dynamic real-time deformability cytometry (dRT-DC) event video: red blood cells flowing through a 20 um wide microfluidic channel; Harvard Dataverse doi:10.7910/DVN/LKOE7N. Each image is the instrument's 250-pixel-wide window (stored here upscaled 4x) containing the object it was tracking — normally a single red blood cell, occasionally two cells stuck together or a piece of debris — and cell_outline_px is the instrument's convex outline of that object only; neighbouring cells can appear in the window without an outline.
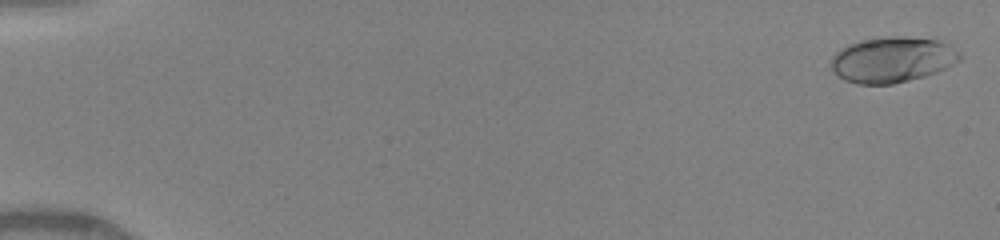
{"species": "human", "species_latin": "Homo sapiens", "temperature_condition": "warm", "stored_images_in_passage": 34, "camera_frame_rate_fps": 3000, "um_per_image_px": 0.085, "donor": {"sex": "female"}, "frame": {"image": 1, "passage_image": 3, "time_ms": 0.333, "image_size_px": [1000, 240], "cell_outline_px": [[960, 60], [936, 72], [924, 76], [892, 84], [856, 84], [844, 80], [832, 72], [832, 56], [840, 48], [848, 44], [860, 40], [892, 36], [904, 36], [940, 40], [948, 44], [960, 56]], "centroid_in_image_um": [75.79, 5.07], "position_along_channel_um": 9.2, "area_um2": 34.04}}
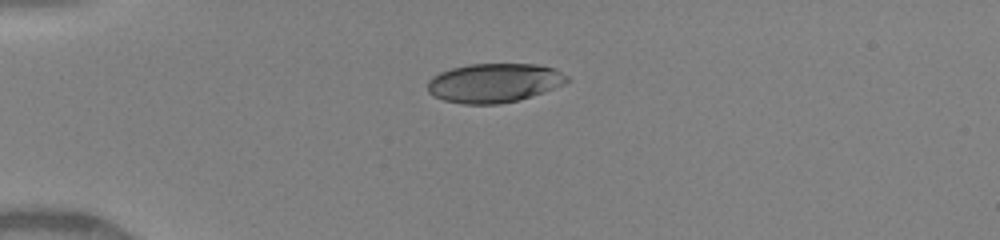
{"frame": {"image": 2, "passage_image": 22, "time_ms": 4.333, "image_size_px": [1000, 240], "cell_outline_px": [[568, 80], [564, 84], [544, 92], [520, 100], [500, 104], [464, 104], [444, 100], [428, 92], [428, 80], [432, 76], [440, 72], [452, 68], [468, 64], [536, 64], [556, 68], [568, 76]], "centroid_in_image_um": [42.02, 7.04], "position_along_channel_um": 43.0, "area_um2": 31.91}}
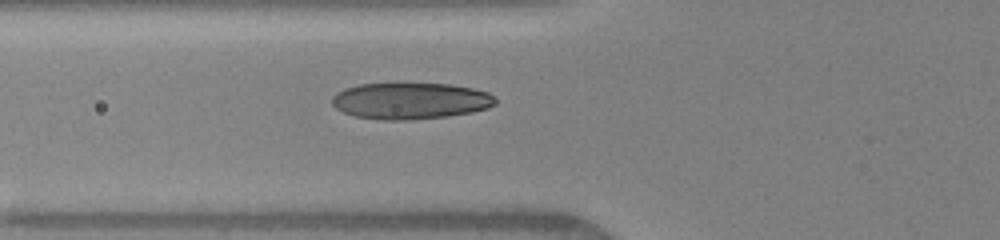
{"frame": {"image": 3, "passage_image": 32, "time_ms": 6.333, "image_size_px": [1000, 240], "cell_outline_px": [[496, 104], [488, 108], [472, 112], [448, 116], [408, 120], [380, 120], [356, 116], [344, 112], [336, 108], [332, 104], [332, 96], [336, 92], [344, 88], [360, 84], [452, 84], [472, 88], [488, 92], [496, 100]], "centroid_in_image_um": [34.88, 8.58], "position_along_channel_um": 90.9, "area_um2": 34.68}}